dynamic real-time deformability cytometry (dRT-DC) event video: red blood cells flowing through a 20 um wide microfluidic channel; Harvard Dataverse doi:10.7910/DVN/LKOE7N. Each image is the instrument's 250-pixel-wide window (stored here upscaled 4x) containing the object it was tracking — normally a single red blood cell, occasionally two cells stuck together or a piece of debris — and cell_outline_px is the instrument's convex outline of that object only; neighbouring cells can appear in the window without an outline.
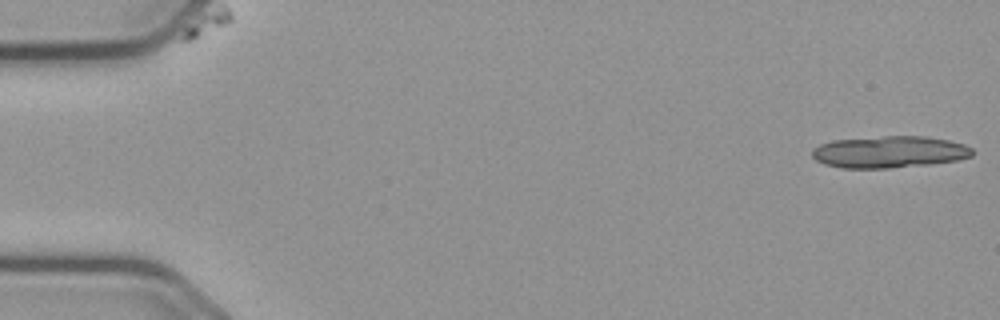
{"species": "common noctule bat (a hibernating species)", "species_latin": "Nyctalus noctula", "temperature_condition": "cold", "stored_images_in_passage": 20, "camera_frame_rate_fps": 3000, "um_per_image_px": 0.085, "animal": {"sex": "male", "body_mass_g": 23.1, "forearm_length_mm": 52.7}, "frame": {"image": 1, "passage_image": 1, "time_ms": 0.0, "image_size_px": [1000, 320], "cell_outline_px": [[972, 156], [956, 160], [928, 164], [888, 168], [840, 168], [824, 164], [816, 160], [812, 156], [812, 148], [820, 144], [832, 140], [884, 136], [924, 136], [948, 140], [964, 144], [972, 148]], "centroid_in_image_um": [75.56, 12.91], "position_along_channel_um": 9.4, "area_um2": 29.71}}